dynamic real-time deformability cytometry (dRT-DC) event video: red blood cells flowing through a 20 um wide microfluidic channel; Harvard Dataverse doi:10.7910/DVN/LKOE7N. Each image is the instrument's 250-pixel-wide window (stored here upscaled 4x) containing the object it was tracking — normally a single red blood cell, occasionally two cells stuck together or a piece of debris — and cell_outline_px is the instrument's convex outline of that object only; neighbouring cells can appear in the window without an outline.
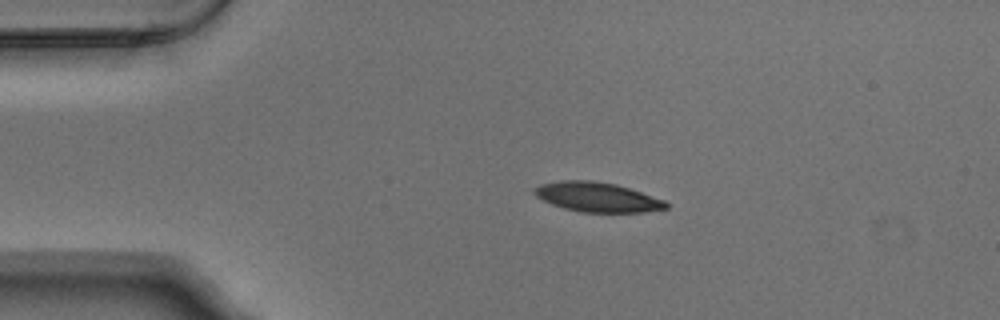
{"species": "Egyptian fruit bat (a non-hibernating species)", "species_latin": "Rousettus aegyptiacus", "temperature_condition": "warm", "stored_images_in_passage": 3, "camera_frame_rate_fps": 3000, "um_per_image_px": 0.085, "animal": {"sex": "male"}, "frame": {"image": 1, "passage_image": 2, "time_ms": 0.333, "image_size_px": [1000, 320], "cell_outline_px": [[668, 208], [644, 212], [580, 212], [564, 208], [552, 204], [536, 196], [532, 192], [532, 188], [540, 184], [560, 180], [592, 180], [616, 184], [664, 200], [668, 204]], "centroid_in_image_um": [50.72, 16.74], "position_along_channel_um": 34.3, "area_um2": 22.66}}